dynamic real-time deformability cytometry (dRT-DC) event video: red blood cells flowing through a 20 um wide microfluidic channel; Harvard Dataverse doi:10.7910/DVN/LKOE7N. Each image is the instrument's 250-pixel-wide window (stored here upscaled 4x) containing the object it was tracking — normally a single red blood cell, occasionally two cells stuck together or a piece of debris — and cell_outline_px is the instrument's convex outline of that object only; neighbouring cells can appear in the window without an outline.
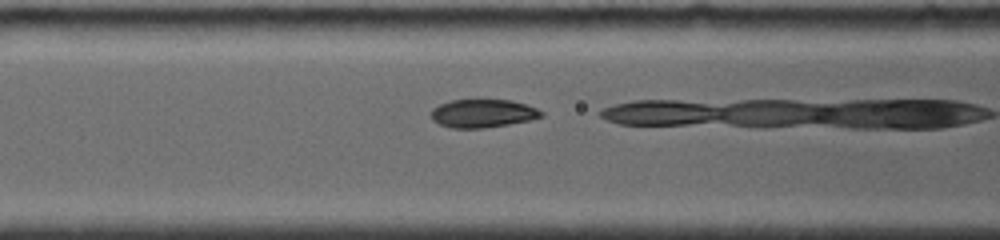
{"species": "common noctule bat (a hibernating species)", "species_latin": "Nyctalus noctula", "temperature_condition": "room temperature", "stored_images_in_passage": 53, "camera_frame_rate_fps": 4000, "um_per_image_px": 0.085, "animal": {"sex": "female", "body_mass_g": 19.0, "forearm_length_mm": 56.7}, "frame": {"image": 1, "passage_image": 11, "time_ms": 1.25, "image_size_px": [1000, 240], "cell_outline_px": [[544, 116], [528, 120], [508, 124], [484, 128], [452, 128], [440, 124], [432, 120], [432, 108], [448, 100], [512, 100], [536, 108], [544, 112]], "centroid_in_image_um": [41.03, 9.63], "position_along_channel_um": 125.6, "area_um2": 18.03}}
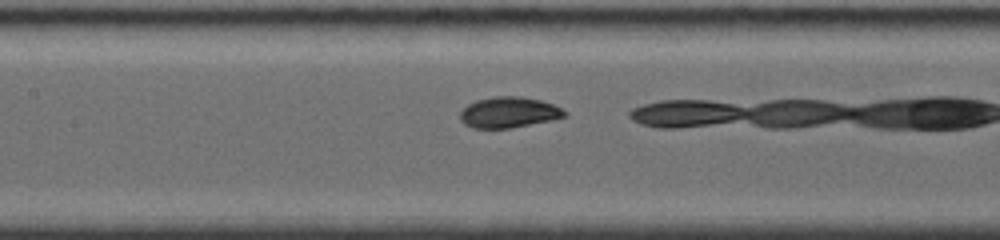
{"frame": {"image": 2, "passage_image": 19, "time_ms": 2.25, "image_size_px": [1000, 240], "cell_outline_px": [[568, 116], [552, 120], [512, 128], [472, 128], [464, 124], [460, 120], [460, 112], [468, 104], [476, 100], [492, 96], [520, 96], [540, 100], [552, 104], [568, 112]], "centroid_in_image_um": [43.25, 9.55], "position_along_channel_um": 164.2, "area_um2": 18.9}}